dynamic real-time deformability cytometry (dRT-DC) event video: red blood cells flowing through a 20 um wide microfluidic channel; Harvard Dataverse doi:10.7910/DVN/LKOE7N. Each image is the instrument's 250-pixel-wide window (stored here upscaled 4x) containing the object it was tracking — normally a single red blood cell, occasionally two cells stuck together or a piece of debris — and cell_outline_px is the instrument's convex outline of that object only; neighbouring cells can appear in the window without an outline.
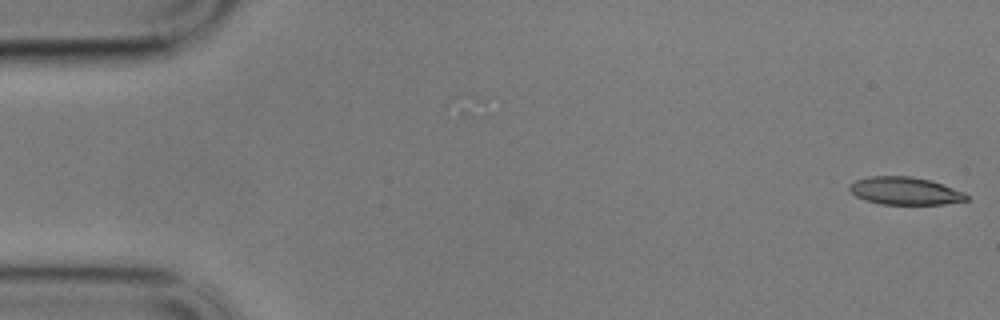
{"species": "common noctule bat (a hibernating species)", "species_latin": "Nyctalus noctula", "temperature_condition": "cold", "stored_images_in_passage": 13, "camera_frame_rate_fps": 3000, "um_per_image_px": 0.085, "animal": {"sex": "male", "body_mass_g": 17.9}, "frame": {"image": 1, "passage_image": 1, "time_ms": 0.0, "image_size_px": [1000, 320], "cell_outline_px": [[968, 200], [944, 204], [880, 204], [864, 200], [856, 196], [848, 188], [856, 180], [872, 176], [908, 176], [928, 180], [964, 192], [968, 196]], "centroid_in_image_um": [76.91, 16.24], "position_along_channel_um": 8.1, "area_um2": 18.55}}